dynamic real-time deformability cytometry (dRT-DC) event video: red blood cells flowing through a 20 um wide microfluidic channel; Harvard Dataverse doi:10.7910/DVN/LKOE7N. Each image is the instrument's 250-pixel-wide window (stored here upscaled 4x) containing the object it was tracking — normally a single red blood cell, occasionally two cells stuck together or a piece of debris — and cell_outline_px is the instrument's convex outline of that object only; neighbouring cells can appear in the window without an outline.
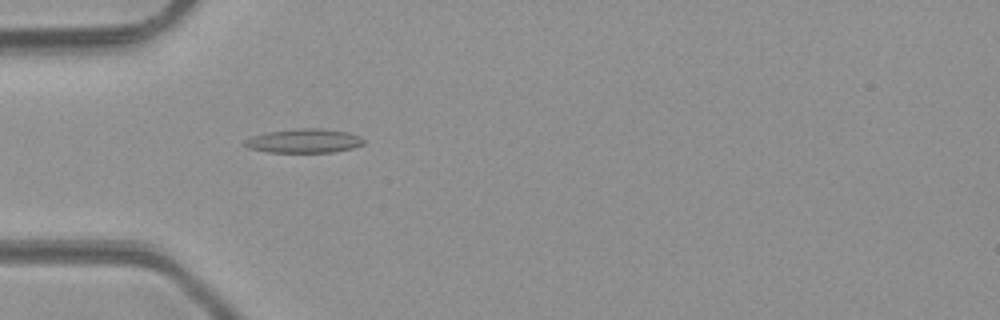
{"species": "common noctule bat (a hibernating species)", "species_latin": "Nyctalus noctula", "temperature_condition": "room temperature", "stored_images_in_passage": 34, "camera_frame_rate_fps": 3000, "um_per_image_px": 0.085, "animal": {"sex": "male", "body_mass_g": 23.1, "forearm_length_mm": 52.7}, "frame": {"image": 1, "passage_image": 1, "time_ms": 0.0, "image_size_px": [1000, 320], "cell_outline_px": [[364, 144], [352, 148], [332, 152], [268, 152], [248, 148], [244, 144], [244, 140], [252, 136], [268, 132], [304, 128], [320, 128], [348, 132], [360, 136], [364, 140]], "centroid_in_image_um": [25.86, 11.97], "position_along_channel_um": 59.1, "area_um2": 16.53}}
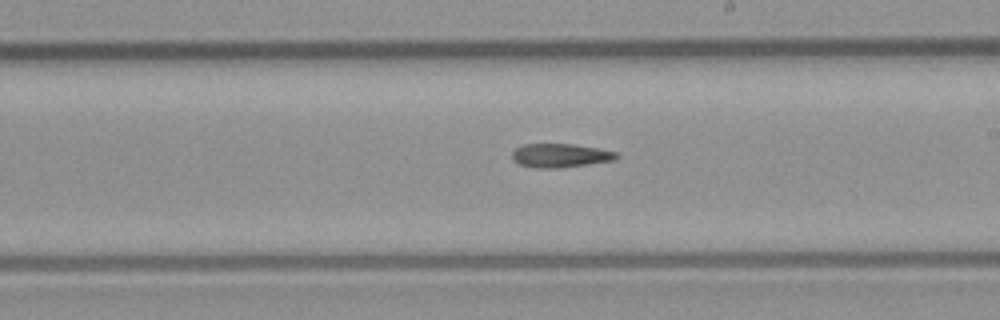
{"frame": {"image": 2, "passage_image": 14, "time_ms": 4.333, "image_size_px": [1000, 320], "cell_outline_px": [[620, 156], [616, 160], [560, 168], [536, 168], [520, 164], [512, 156], [512, 152], [516, 148], [524, 144], [572, 144], [596, 148], [616, 152]], "centroid_in_image_um": [47.65, 13.22], "position_along_channel_um": 241.3, "area_um2": 14.33}}
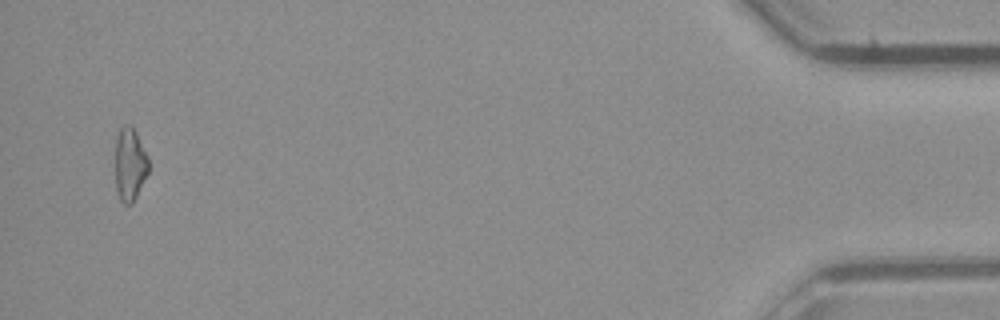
{"frame": {"image": 3, "passage_image": 33, "time_ms": 10.667, "image_size_px": [1000, 320], "cell_outline_px": [[148, 172], [132, 204], [124, 204], [120, 200], [116, 188], [116, 140], [120, 128], [124, 124], [132, 124], [148, 156]], "centroid_in_image_um": [11.04, 13.94], "position_along_channel_um": 424.2, "area_um2": 14.1}}